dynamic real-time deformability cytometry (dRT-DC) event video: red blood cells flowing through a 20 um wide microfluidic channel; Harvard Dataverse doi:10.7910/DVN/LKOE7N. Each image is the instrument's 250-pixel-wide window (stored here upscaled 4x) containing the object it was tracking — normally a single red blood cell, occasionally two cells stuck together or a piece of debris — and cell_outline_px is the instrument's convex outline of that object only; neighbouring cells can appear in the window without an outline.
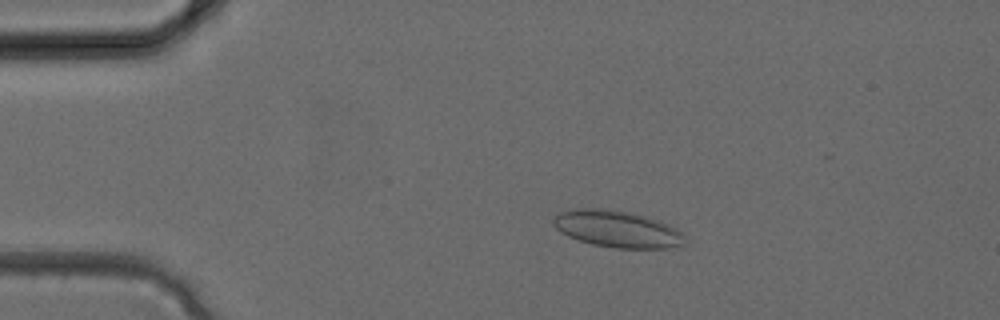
{"species": "common noctule bat (a hibernating species)", "species_latin": "Nyctalus noctula", "temperature_condition": "cold", "stored_images_in_passage": 3, "camera_frame_rate_fps": 3000, "um_per_image_px": 0.085, "animal": {"sex": "female", "body_mass_g": 24.6, "forearm_length_mm": 56.2}, "frame": {"image": 1, "passage_image": 2, "time_ms": 0.333, "image_size_px": [1000, 320], "cell_outline_px": [[688, 240], [684, 244], [668, 248], [616, 248], [592, 244], [568, 236], [560, 232], [552, 224], [552, 220], [560, 212], [580, 208], [600, 208], [632, 212], [648, 216], [660, 220], [676, 228], [688, 236]], "centroid_in_image_um": [52.52, 19.46], "position_along_channel_um": 32.5, "area_um2": 28.5}}